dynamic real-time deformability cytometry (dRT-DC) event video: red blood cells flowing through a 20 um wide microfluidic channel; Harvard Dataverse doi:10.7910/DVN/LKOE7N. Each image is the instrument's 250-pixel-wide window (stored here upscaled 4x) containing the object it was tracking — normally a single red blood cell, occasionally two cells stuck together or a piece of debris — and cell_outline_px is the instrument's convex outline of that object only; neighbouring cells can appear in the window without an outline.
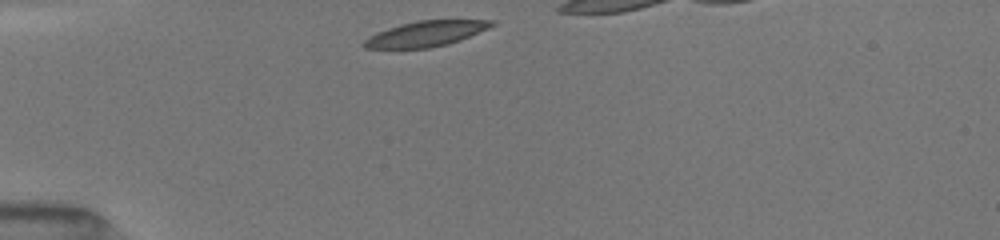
{"species": "common noctule bat (a hibernating species)", "species_latin": "Nyctalus noctula", "temperature_condition": "room temperature", "stored_images_in_passage": 29, "camera_frame_rate_fps": 3000, "um_per_image_px": 0.085, "animal": {"sex": "female", "body_mass_g": 19.5, "forearm_length_mm": 54.1}, "frame": {"image": 1, "passage_image": 1, "time_ms": 0.0, "image_size_px": [1000, 240], "cell_outline_px": [[496, 24], [488, 28], [460, 40], [448, 44], [428, 48], [364, 48], [360, 44], [368, 36], [376, 32], [400, 24], [420, 20], [496, 20]], "centroid_in_image_um": [36.17, 2.87], "position_along_channel_um": 48.8, "area_um2": 18.9}}
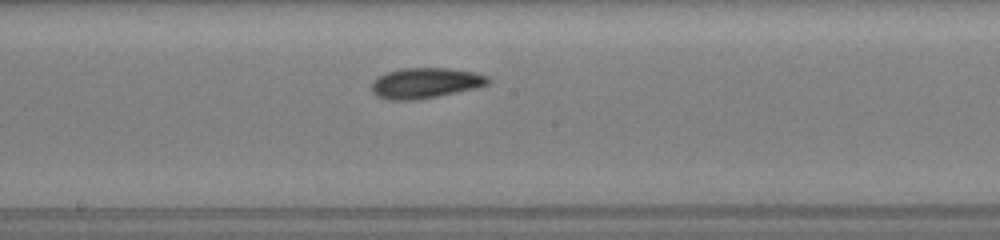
{"frame": {"image": 2, "passage_image": 15, "time_ms": 4.667, "image_size_px": [1000, 240], "cell_outline_px": [[492, 80], [488, 84], [476, 88], [416, 100], [388, 100], [376, 96], [372, 92], [372, 80], [376, 76], [400, 68], [448, 68], [476, 72], [488, 76]], "centroid_in_image_um": [36.14, 7.05], "position_along_channel_um": 212.1, "area_um2": 20.87}}
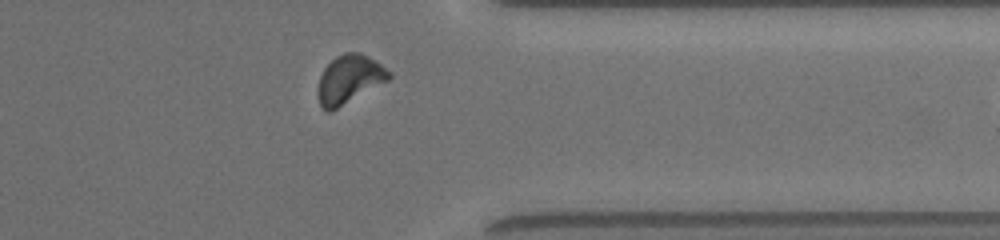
{"frame": {"image": 3, "passage_image": 28, "time_ms": 9.0, "image_size_px": [1000, 240], "cell_outline_px": [[392, 76], [388, 80], [332, 112], [328, 112], [320, 104], [316, 92], [320, 76], [324, 68], [336, 56], [344, 52], [360, 52], [380, 64], [392, 72]], "centroid_in_image_um": [29.67, 6.75], "position_along_channel_um": 381.7, "area_um2": 20.11}}